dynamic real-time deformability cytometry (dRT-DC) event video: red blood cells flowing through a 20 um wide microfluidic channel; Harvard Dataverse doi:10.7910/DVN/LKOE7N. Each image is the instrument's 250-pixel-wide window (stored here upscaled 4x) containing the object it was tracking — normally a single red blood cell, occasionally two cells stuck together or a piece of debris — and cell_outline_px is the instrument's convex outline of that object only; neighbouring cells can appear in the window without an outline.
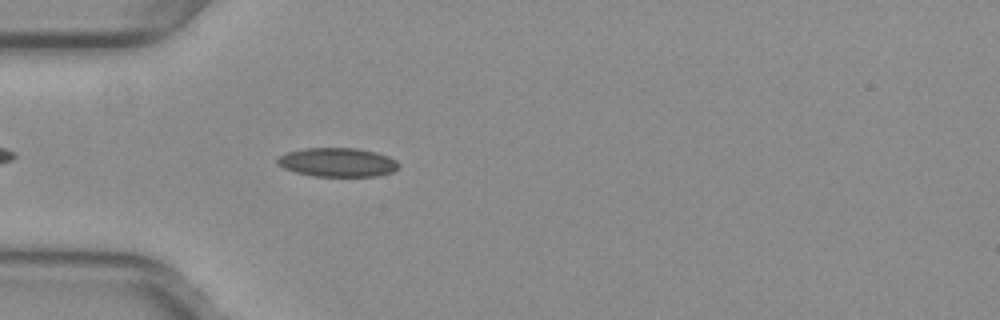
{"species": "common noctule bat (a hibernating species)", "species_latin": "Nyctalus noctula", "temperature_condition": "warm", "stored_images_in_passage": 39, "camera_frame_rate_fps": 3000, "um_per_image_px": 0.085, "animal": {"sex": "female", "body_mass_g": 29.2, "forearm_length_mm": 56.3}, "frame": {"image": 1, "passage_image": 5, "time_ms": 1.333, "image_size_px": [1000, 320], "cell_outline_px": [[400, 168], [392, 172], [376, 176], [312, 176], [296, 172], [284, 168], [276, 164], [276, 160], [280, 156], [288, 152], [304, 148], [356, 148], [376, 152], [388, 156], [396, 160], [400, 164]], "centroid_in_image_um": [28.71, 13.8], "position_along_channel_um": 56.3, "area_um2": 20.52}}
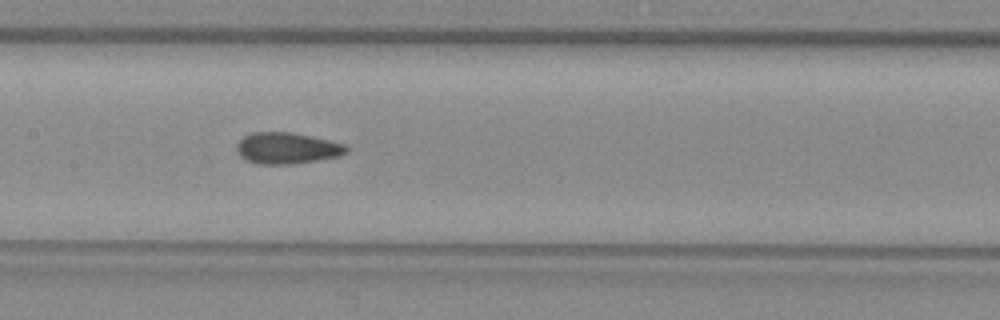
{"frame": {"image": 2, "passage_image": 15, "time_ms": 4.667, "image_size_px": [1000, 320], "cell_outline_px": [[348, 152], [340, 156], [292, 164], [260, 164], [248, 160], [240, 156], [236, 152], [236, 144], [244, 136], [252, 132], [292, 132], [312, 136], [344, 144], [348, 148]], "centroid_in_image_um": [24.38, 12.59], "position_along_channel_um": 183.0, "area_um2": 20.0}}
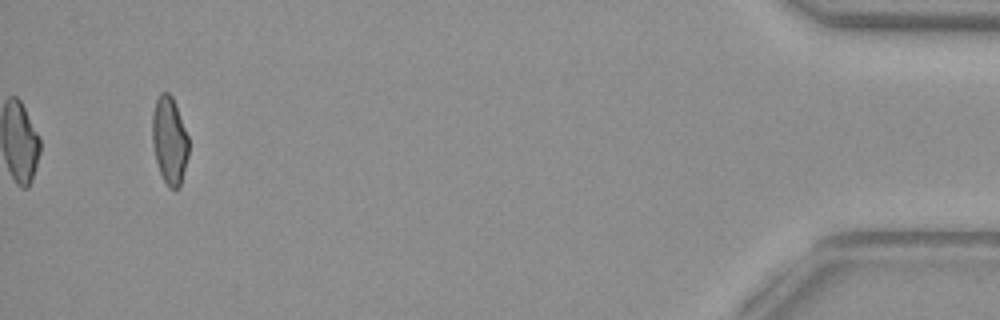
{"frame": {"image": 3, "passage_image": 39, "time_ms": 12.667, "image_size_px": [1000, 320], "cell_outline_px": [[188, 156], [180, 188], [168, 188], [160, 172], [156, 160], [152, 144], [152, 116], [156, 100], [160, 92], [168, 92], [172, 96], [176, 104], [188, 136]], "centroid_in_image_um": [14.4, 11.93], "position_along_channel_um": 420.8, "area_um2": 18.61}, "authors_computed_cell_mechanics": {"area_um2": 19.5942, "velocity_mm_per_s": 3.9866, "shape_relaxation_time_tau1_ms": null, "shape_relaxation_time_tau2_ms": 1.0744, "deformation_change_tau1": null, "deformation_change_tau2": 0.0631}}